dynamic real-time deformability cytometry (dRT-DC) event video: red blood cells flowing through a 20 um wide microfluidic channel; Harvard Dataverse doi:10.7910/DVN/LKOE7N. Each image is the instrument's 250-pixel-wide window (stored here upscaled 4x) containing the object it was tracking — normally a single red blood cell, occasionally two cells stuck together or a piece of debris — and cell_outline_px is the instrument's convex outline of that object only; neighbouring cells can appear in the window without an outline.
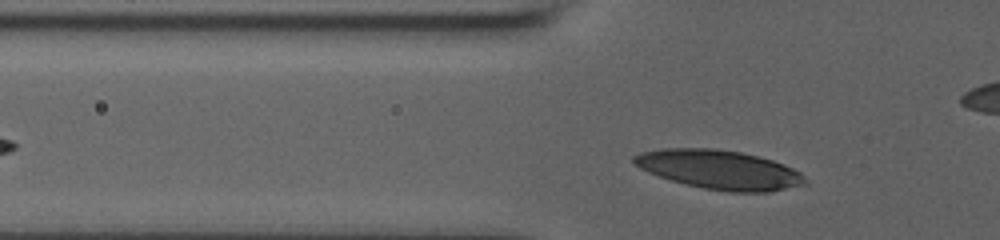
{"species": "human", "species_latin": "Homo sapiens", "temperature_condition": "room temperature", "stored_images_in_passage": 31, "camera_frame_rate_fps": 3000, "um_per_image_px": 0.085, "donor": {"sex": "male"}, "frame": {"image": 1, "passage_image": 3, "time_ms": 0.667, "image_size_px": [1000, 240], "cell_outline_px": [[808, 184], [768, 192], [728, 192], [704, 188], [684, 184], [648, 172], [640, 168], [632, 160], [632, 156], [640, 152], [660, 148], [716, 148], [740, 152], [772, 160], [784, 164], [800, 172], [808, 180]], "centroid_in_image_um": [61.15, 14.42], "position_along_channel_um": 64.6, "area_um2": 39.07}}
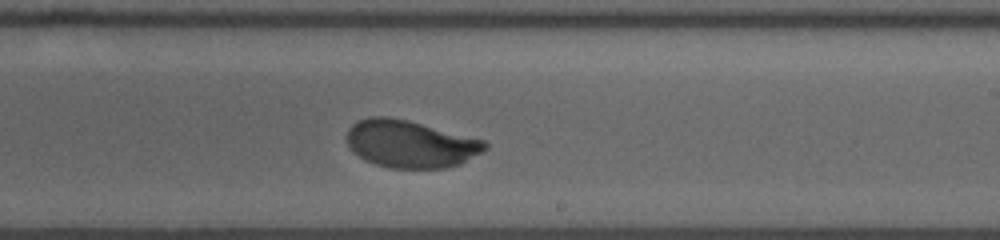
{"frame": {"image": 2, "passage_image": 19, "time_ms": 6.0, "image_size_px": [1000, 240], "cell_outline_px": [[488, 148], [460, 164], [444, 168], [388, 168], [364, 160], [348, 144], [344, 136], [348, 128], [356, 120], [368, 116], [388, 116], [408, 120], [484, 140], [488, 144]], "centroid_in_image_um": [34.84, 12.22], "position_along_channel_um": 254.2, "area_um2": 38.26}}
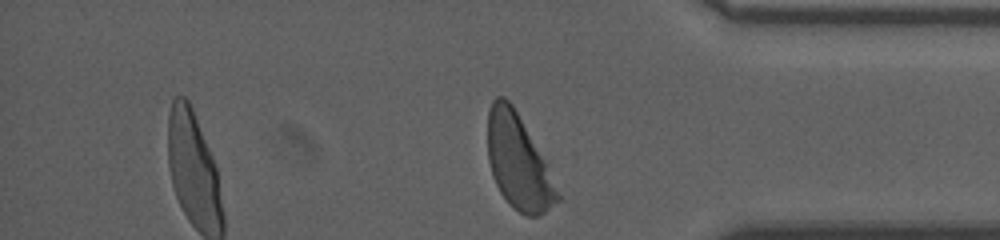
{"frame": {"image": 3, "passage_image": 31, "time_ms": 10.0, "image_size_px": [1000, 240], "cell_outline_px": [[560, 200], [544, 212], [536, 216], [524, 216], [512, 208], [508, 204], [500, 192], [492, 176], [488, 160], [488, 108], [492, 100], [496, 96], [504, 96], [512, 104], [548, 160], [560, 196]], "centroid_in_image_um": [44.08, 13.76], "position_along_channel_um": 391.1, "area_um2": 39.25}, "authors_computed_cell_mechanics": {"area_um2": 38.9572, "velocity_mm_per_s": 3.6866, "shape_relaxation_time_tau1_ms": 4.1514, "shape_relaxation_time_tau2_ms": null, "deformation_change_tau1": 0.1857, "deformation_change_tau2": null}}